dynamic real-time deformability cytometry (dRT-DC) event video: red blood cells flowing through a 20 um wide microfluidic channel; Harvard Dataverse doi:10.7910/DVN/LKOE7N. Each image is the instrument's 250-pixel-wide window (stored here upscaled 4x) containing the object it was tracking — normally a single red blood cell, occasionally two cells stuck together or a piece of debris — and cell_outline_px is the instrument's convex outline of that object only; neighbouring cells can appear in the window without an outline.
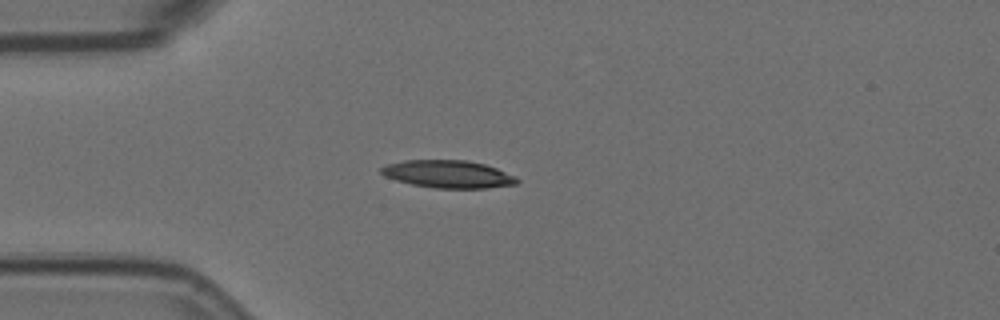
{"species": "Egyptian fruit bat (a non-hibernating species)", "species_latin": "Rousettus aegyptiacus", "temperature_condition": "room temperature", "stored_images_in_passage": 10, "camera_frame_rate_fps": 3000, "um_per_image_px": 0.085, "animal": {"sex": "female"}, "frame": {"image": 1, "passage_image": 3, "time_ms": 0.667, "image_size_px": [1000, 320], "cell_outline_px": [[520, 180], [516, 184], [488, 188], [432, 188], [412, 184], [396, 180], [384, 176], [380, 172], [380, 168], [388, 164], [404, 160], [468, 160], [484, 164], [496, 168], [516, 176]], "centroid_in_image_um": [38.1, 14.8], "position_along_channel_um": 46.9, "area_um2": 21.91}}
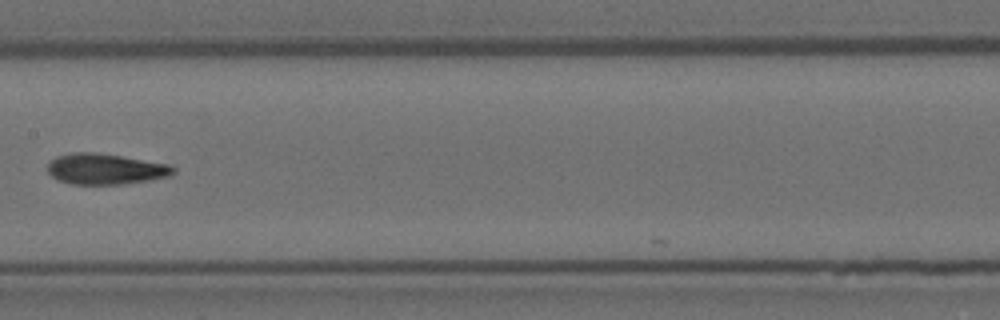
{"frame": {"image": 2, "passage_image": 7, "time_ms": 2.0, "image_size_px": [1000, 320], "cell_outline_px": [[176, 172], [168, 176], [148, 180], [120, 184], [72, 184], [56, 180], [48, 172], [48, 164], [56, 156], [72, 152], [96, 152], [168, 164], [176, 168]], "centroid_in_image_um": [8.93, 14.36], "position_along_channel_um": 198.5, "area_um2": 22.43}}
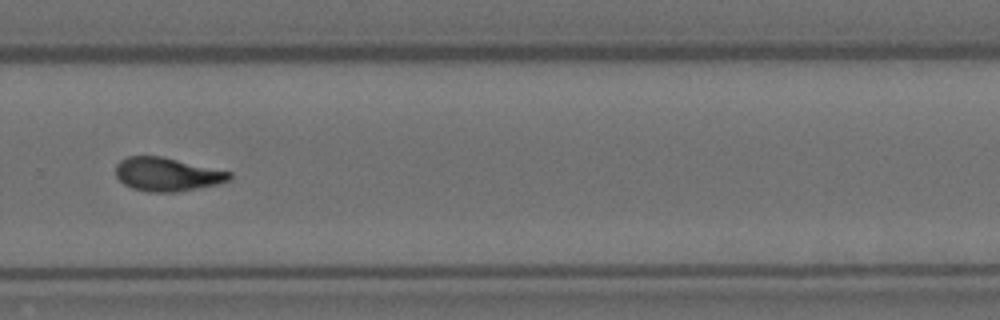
{"frame": {"image": 3, "passage_image": 10, "time_ms": 3.0, "image_size_px": [1000, 320], "cell_outline_px": [[232, 176], [228, 180], [220, 184], [176, 192], [152, 192], [132, 188], [124, 184], [116, 176], [116, 164], [120, 160], [128, 156], [164, 156], [232, 172]], "centroid_in_image_um": [14.22, 14.81], "position_along_channel_um": 315.6, "area_um2": 22.37}}